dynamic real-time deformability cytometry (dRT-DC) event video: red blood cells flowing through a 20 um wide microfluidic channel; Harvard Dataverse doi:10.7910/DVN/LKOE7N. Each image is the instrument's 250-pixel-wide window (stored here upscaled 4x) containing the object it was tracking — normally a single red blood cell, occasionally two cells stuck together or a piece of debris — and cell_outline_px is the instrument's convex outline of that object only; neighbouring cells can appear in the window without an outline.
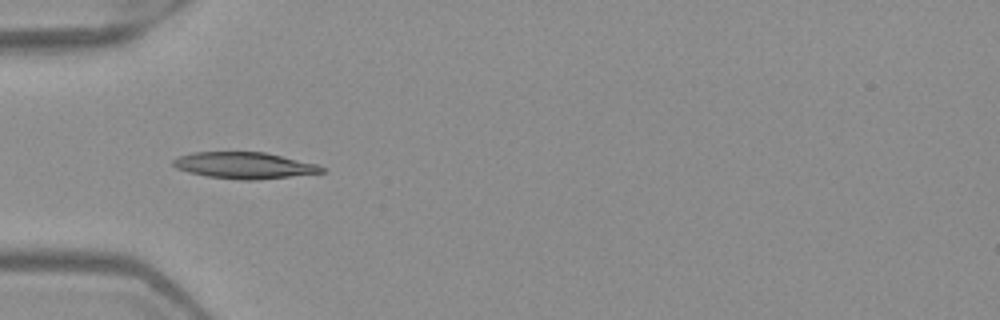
{"species": "Egyptian fruit bat (a non-hibernating species)", "species_latin": "Rousettus aegyptiacus", "temperature_condition": "warm", "stored_images_in_passage": 3, "camera_frame_rate_fps": 3000, "um_per_image_px": 0.085, "frame": {"image": 1, "passage_image": 3, "time_ms": 0.667, "image_size_px": [1000, 320], "cell_outline_px": [[324, 172], [256, 180], [240, 180], [208, 176], [188, 172], [176, 168], [172, 164], [172, 160], [180, 156], [192, 152], [264, 152], [316, 164], [324, 168]], "centroid_in_image_um": [20.72, 14.06], "position_along_channel_um": 64.3, "area_um2": 22.6}}